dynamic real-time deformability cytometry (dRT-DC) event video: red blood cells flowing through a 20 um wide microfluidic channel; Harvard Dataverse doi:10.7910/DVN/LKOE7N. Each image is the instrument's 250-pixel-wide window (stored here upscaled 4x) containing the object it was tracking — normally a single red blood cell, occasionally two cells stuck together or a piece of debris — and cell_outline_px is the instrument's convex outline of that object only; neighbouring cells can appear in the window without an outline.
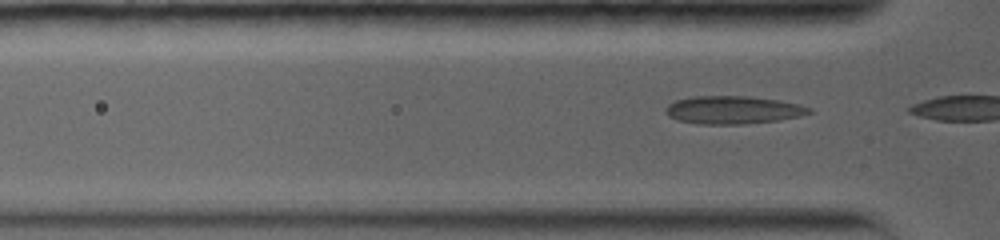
{"species": "common noctule bat (a hibernating species)", "species_latin": "Nyctalus noctula", "temperature_condition": "warm", "stored_images_in_passage": 4, "camera_frame_rate_fps": 5000, "um_per_image_px": 0.085, "animal": {"sex": "female", "body_mass_g": 19.0, "forearm_length_mm": 56.7}, "frame": {"image": 1, "passage_image": 3, "time_ms": 0.4, "image_size_px": [1000, 240], "cell_outline_px": [[812, 112], [800, 116], [780, 120], [744, 124], [696, 124], [676, 120], [668, 116], [664, 112], [664, 108], [668, 104], [676, 100], [692, 96], [752, 96], [780, 100], [800, 104], [812, 108]], "centroid_in_image_um": [62.29, 9.34], "position_along_channel_um": 63.5, "area_um2": 23.76}}